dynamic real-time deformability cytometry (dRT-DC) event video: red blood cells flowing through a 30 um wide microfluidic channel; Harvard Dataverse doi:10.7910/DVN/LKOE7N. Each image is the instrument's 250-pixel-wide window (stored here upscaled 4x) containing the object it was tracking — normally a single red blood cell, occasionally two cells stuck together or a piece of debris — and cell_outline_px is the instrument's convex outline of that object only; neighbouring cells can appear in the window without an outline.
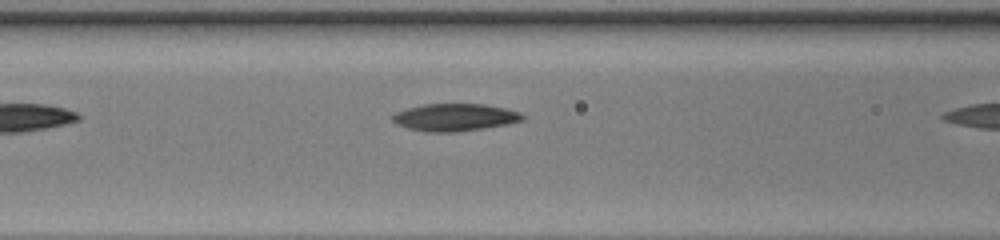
{"species": "common noctule bat (a hibernating species)", "species_latin": "Nyctalus noctula", "temperature_condition": "warm", "stored_images_in_passage": 25, "camera_frame_rate_fps": 3000, "um_per_image_px": 0.085, "animal": {"sex": "female", "body_mass_g": 20.0, "forearm_length_mm": 54.0}, "frame": {"image": 1, "passage_image": 5, "time_ms": 1.333, "image_size_px": [1000, 240], "cell_outline_px": [[524, 120], [508, 124], [484, 128], [456, 132], [428, 132], [408, 128], [396, 124], [392, 120], [392, 116], [396, 112], [408, 108], [424, 104], [484, 104], [508, 108], [520, 112], [524, 116]], "centroid_in_image_um": [38.69, 9.97], "position_along_channel_um": 127.9, "area_um2": 20.81}}
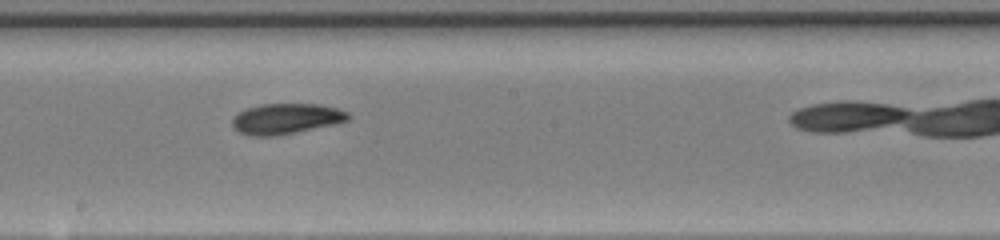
{"frame": {"image": 2, "passage_image": 12, "time_ms": 3.667, "image_size_px": [1000, 240], "cell_outline_px": [[348, 120], [332, 124], [276, 136], [248, 136], [232, 128], [232, 120], [240, 112], [248, 108], [260, 104], [320, 104], [336, 108], [348, 112]], "centroid_in_image_um": [24.27, 10.09], "position_along_channel_um": 223.9, "area_um2": 20.35}}
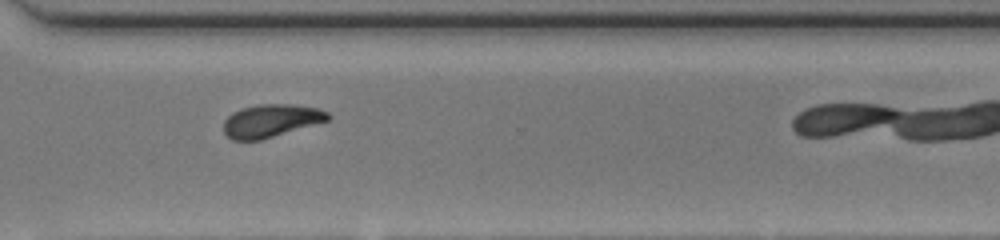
{"frame": {"image": 3, "passage_image": 21, "time_ms": 6.667, "image_size_px": [1000, 240], "cell_outline_px": [[332, 116], [328, 120], [260, 140], [232, 140], [224, 132], [224, 120], [232, 112], [244, 108], [260, 104], [288, 104], [320, 108], [328, 112]], "centroid_in_image_um": [23.03, 10.25], "position_along_channel_um": 347.6, "area_um2": 19.77}}